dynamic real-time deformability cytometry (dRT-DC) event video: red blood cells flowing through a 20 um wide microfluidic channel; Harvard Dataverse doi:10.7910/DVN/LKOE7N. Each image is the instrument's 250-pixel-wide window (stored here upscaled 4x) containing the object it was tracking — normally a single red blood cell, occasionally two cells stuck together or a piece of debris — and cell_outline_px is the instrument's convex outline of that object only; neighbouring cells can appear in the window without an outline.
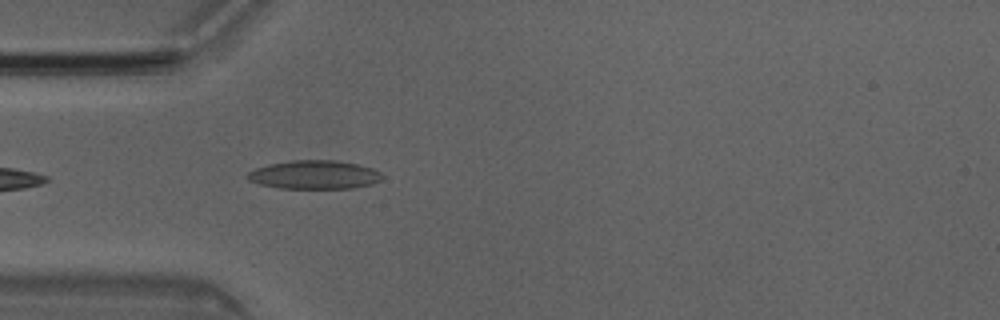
{"species": "Egyptian fruit bat (a non-hibernating species)", "species_latin": "Rousettus aegyptiacus", "temperature_condition": "room temperature", "stored_images_in_passage": 5, "camera_frame_rate_fps": 3000, "um_per_image_px": 0.085, "animal": {"sex": "male"}, "frame": {"image": 1, "passage_image": 5, "time_ms": 1.333, "image_size_px": [1000, 320], "cell_outline_px": [[384, 176], [380, 180], [372, 184], [352, 188], [280, 188], [260, 184], [248, 180], [244, 176], [248, 172], [256, 168], [268, 164], [292, 160], [336, 160], [356, 164], [372, 168], [380, 172]], "centroid_in_image_um": [26.7, 14.85], "position_along_channel_um": 58.3, "area_um2": 22.48}}